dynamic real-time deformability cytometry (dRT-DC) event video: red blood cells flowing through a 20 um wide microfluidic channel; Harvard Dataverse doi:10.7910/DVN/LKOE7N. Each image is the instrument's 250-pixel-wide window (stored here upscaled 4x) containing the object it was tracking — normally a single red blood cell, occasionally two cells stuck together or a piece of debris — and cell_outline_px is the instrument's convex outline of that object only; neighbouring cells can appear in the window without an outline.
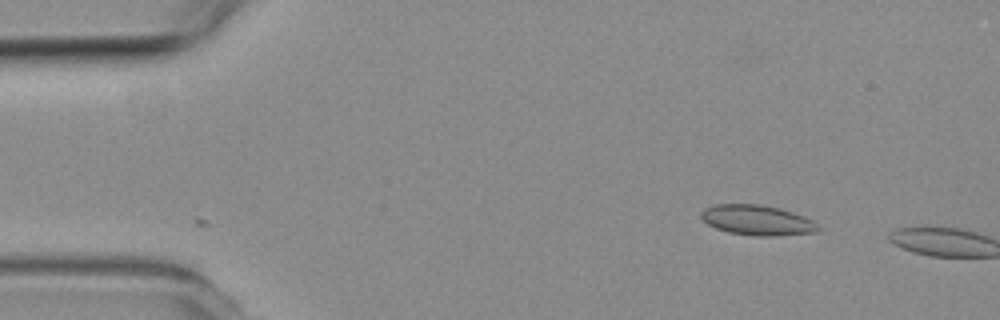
{"species": "common noctule bat (a hibernating species)", "species_latin": "Nyctalus noctula", "temperature_condition": "room temperature", "stored_images_in_passage": 2, "camera_frame_rate_fps": 3000, "um_per_image_px": 0.085, "animal": {"sex": "female", "body_mass_g": 19.3, "forearm_length_mm": 54.1}, "frame": {"image": 1, "passage_image": 1, "time_ms": 0.0, "image_size_px": [1000, 320], "cell_outline_px": [[820, 232], [776, 236], [756, 236], [728, 232], [716, 228], [708, 224], [700, 216], [700, 212], [704, 208], [712, 204], [760, 204], [792, 212], [804, 216], [812, 220], [820, 228]], "centroid_in_image_um": [64.35, 18.72], "position_along_channel_um": 20.6, "area_um2": 20.63}}